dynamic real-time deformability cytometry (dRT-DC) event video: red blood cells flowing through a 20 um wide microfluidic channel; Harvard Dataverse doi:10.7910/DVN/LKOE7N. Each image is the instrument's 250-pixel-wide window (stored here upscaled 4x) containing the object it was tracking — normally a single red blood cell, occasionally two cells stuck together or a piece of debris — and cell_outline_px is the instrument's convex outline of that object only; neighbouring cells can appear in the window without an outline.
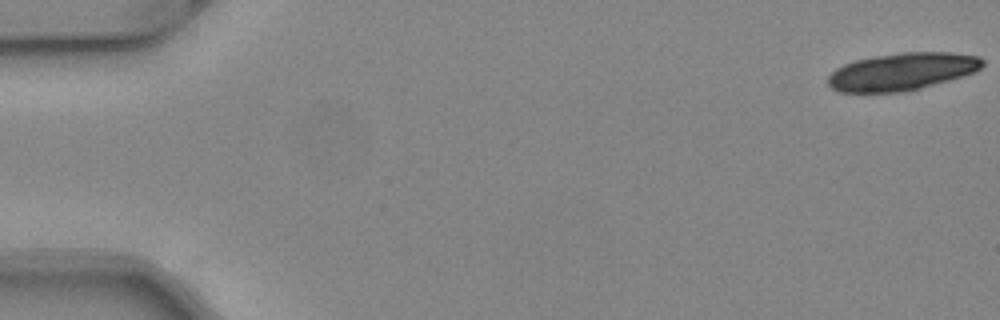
{"species": "common noctule bat (a hibernating species)", "species_latin": "Nyctalus noctula", "temperature_condition": "warm", "stored_images_in_passage": 19, "camera_frame_rate_fps": 3000, "um_per_image_px": 0.085, "animal": {"sex": "female", "body_mass_g": 24.6, "forearm_length_mm": 56.2}, "frame": {"image": 1, "passage_image": 1, "time_ms": 0.0, "image_size_px": [1000, 320], "cell_outline_px": [[984, 64], [976, 72], [920, 88], [904, 92], [840, 92], [832, 88], [828, 84], [828, 76], [836, 68], [844, 64], [856, 60], [876, 56], [900, 52], [952, 52], [980, 56], [984, 60]], "centroid_in_image_um": [76.69, 6.08], "position_along_channel_um": 8.3, "area_um2": 33.7}}